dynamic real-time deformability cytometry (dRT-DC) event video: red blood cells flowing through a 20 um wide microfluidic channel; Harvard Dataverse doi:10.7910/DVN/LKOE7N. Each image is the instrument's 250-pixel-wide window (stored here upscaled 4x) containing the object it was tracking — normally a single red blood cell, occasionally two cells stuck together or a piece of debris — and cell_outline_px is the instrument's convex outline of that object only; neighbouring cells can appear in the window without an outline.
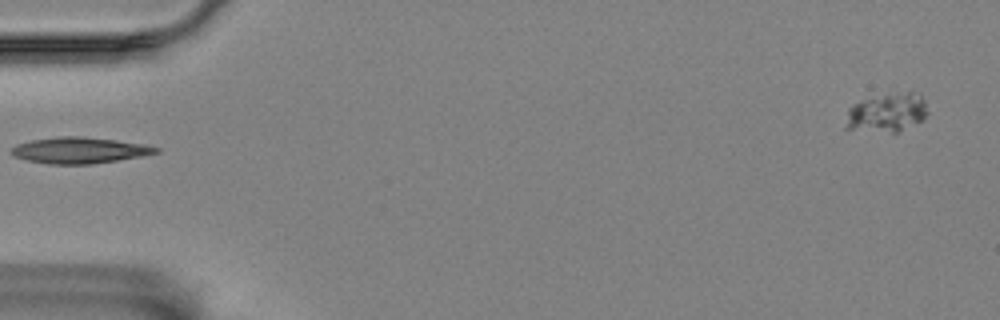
{"species": "Egyptian fruit bat (a non-hibernating species)", "species_latin": "Rousettus aegyptiacus", "temperature_condition": "room temperature", "stored_images_in_passage": 2, "segment_of_instrument_passage": [2, 2], "camera_frame_rate_fps": 3000, "um_per_image_px": 0.085, "animal": {"sex": "female"}, "frame": {"image": 1, "passage_image": 2, "time_ms": 1.333, "image_size_px": [1000, 320], "cell_outline_px": [[928, 112], [920, 120], [896, 132], [892, 132], [844, 128], [848, 108], [852, 104], [864, 100], [884, 96], [908, 92], [912, 92], [920, 96], [924, 100]], "centroid_in_image_um": [75.35, 9.59], "position_along_channel_um": 9.7, "area_um2": 17.69}}